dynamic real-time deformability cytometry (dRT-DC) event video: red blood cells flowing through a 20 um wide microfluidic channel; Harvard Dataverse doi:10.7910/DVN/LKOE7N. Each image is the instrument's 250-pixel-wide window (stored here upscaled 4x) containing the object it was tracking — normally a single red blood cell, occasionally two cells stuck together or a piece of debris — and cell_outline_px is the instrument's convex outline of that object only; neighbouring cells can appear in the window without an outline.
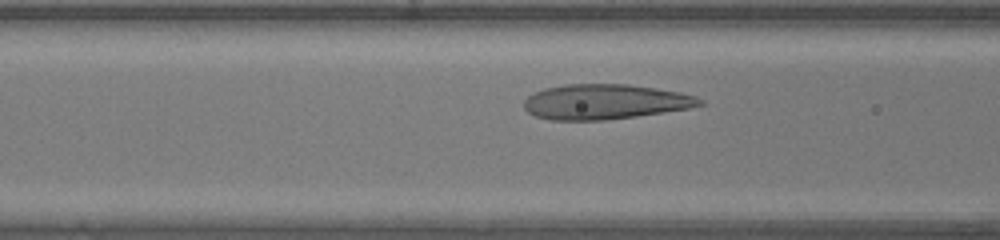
{"species": "human", "species_latin": "Homo sapiens", "temperature_condition": "warm", "stored_images_in_passage": 29, "camera_frame_rate_fps": 3000, "um_per_image_px": 0.085, "donor": {"sex": "female"}, "frame": {"image": 1, "passage_image": 8, "time_ms": 2.333, "image_size_px": [1000, 240], "cell_outline_px": [[708, 104], [688, 108], [664, 112], [636, 116], [604, 120], [552, 120], [536, 116], [528, 112], [524, 108], [524, 100], [528, 96], [544, 88], [564, 84], [628, 84], [656, 88], [680, 92], [696, 96], [704, 100]], "centroid_in_image_um": [51.46, 8.65], "position_along_channel_um": 115.1, "area_um2": 36.01}}
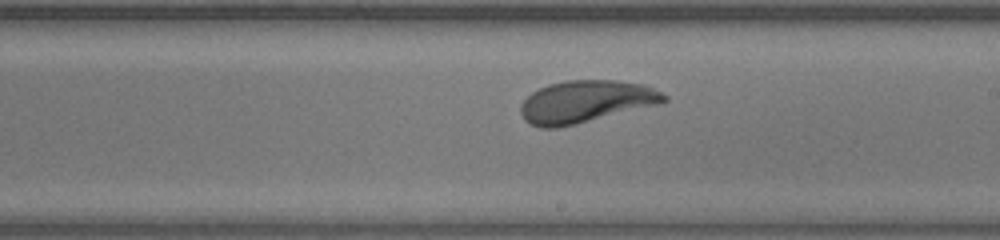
{"frame": {"image": 2, "passage_image": 17, "time_ms": 5.333, "image_size_px": [1000, 240], "cell_outline_px": [[668, 100], [660, 104], [576, 124], [556, 128], [540, 128], [528, 124], [524, 120], [520, 112], [520, 104], [532, 92], [548, 84], [564, 80], [616, 80], [644, 84], [668, 96]], "centroid_in_image_um": [49.77, 8.64], "position_along_channel_um": 239.2, "area_um2": 35.49}}
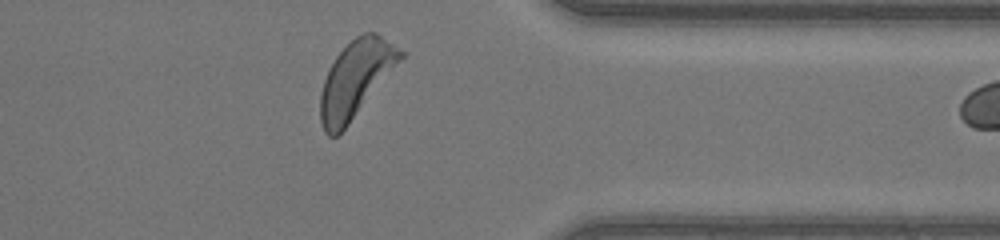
{"frame": {"image": 3, "passage_image": 28, "time_ms": 9.0, "image_size_px": [1000, 240], "cell_outline_px": [[404, 56], [348, 124], [336, 136], [328, 136], [324, 132], [320, 120], [320, 92], [324, 80], [336, 56], [356, 36], [364, 32], [376, 32], [404, 52]], "centroid_in_image_um": [30.21, 6.71], "position_along_channel_um": 381.2, "area_um2": 34.8}}